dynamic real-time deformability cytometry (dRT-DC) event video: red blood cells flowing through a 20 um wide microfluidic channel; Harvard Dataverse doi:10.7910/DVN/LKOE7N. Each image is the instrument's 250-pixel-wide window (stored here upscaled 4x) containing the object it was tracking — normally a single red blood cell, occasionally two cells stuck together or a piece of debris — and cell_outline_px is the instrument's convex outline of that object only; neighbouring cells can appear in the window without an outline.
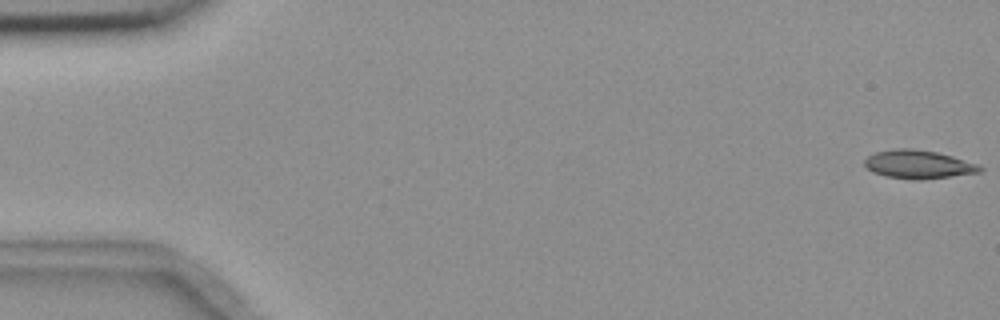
{"species": "common noctule bat (a hibernating species)", "species_latin": "Nyctalus noctula", "temperature_condition": "room temperature", "stored_images_in_passage": 5, "camera_frame_rate_fps": 3000, "um_per_image_px": 0.085, "animal": {"sex": "female", "body_mass_g": 18.4}, "frame": {"image": 1, "passage_image": 1, "time_ms": 0.0, "image_size_px": [1000, 320], "cell_outline_px": [[984, 168], [980, 172], [924, 180], [912, 180], [888, 176], [872, 172], [864, 164], [864, 160], [868, 156], [876, 152], [896, 148], [912, 148], [936, 152], [952, 156], [980, 164]], "centroid_in_image_um": [78.09, 13.97], "position_along_channel_um": 6.9, "area_um2": 19.19}}